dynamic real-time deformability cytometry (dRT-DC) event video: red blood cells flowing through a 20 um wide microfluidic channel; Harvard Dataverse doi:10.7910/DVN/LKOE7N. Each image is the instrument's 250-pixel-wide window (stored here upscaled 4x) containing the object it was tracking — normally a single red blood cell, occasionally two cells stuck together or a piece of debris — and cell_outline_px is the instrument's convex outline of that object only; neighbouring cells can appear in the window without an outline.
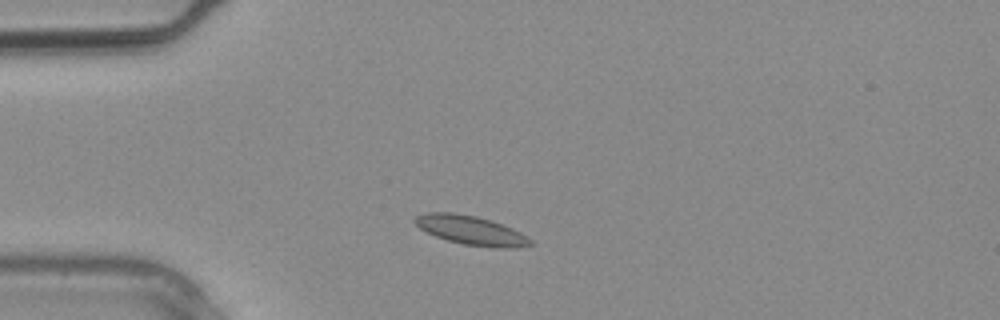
{"species": "common noctule bat (a hibernating species)", "species_latin": "Nyctalus noctula", "temperature_condition": "warm", "stored_images_in_passage": 1, "camera_frame_rate_fps": 3000, "um_per_image_px": 0.085, "animal": {"sex": "male", "body_mass_g": 20.4}, "frame": {"image": 1, "passage_image": 1, "time_ms": 0.0, "image_size_px": [1000, 320], "cell_outline_px": [[532, 244], [512, 248], [496, 248], [464, 244], [448, 240], [436, 236], [420, 228], [412, 220], [416, 216], [424, 212], [452, 212], [476, 216], [512, 228], [520, 232], [532, 240]], "centroid_in_image_um": [40.01, 19.57], "position_along_channel_um": 45.0, "area_um2": 19.31}}